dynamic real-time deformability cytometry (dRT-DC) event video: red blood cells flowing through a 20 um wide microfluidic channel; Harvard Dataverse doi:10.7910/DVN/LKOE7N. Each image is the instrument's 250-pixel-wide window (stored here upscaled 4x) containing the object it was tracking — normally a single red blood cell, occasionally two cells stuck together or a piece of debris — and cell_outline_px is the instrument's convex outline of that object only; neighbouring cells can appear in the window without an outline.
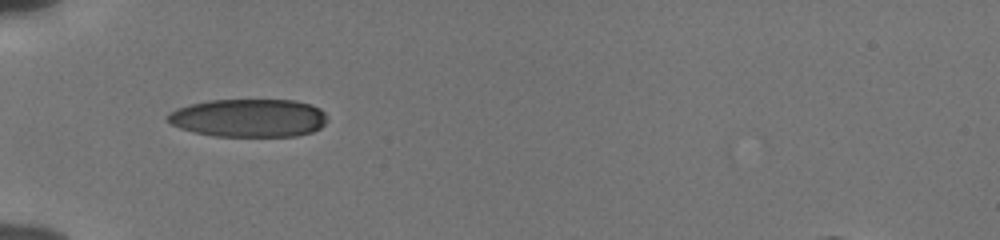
{"species": "human", "species_latin": "Homo sapiens", "temperature_condition": "cold", "stored_images_in_passage": 36, "camera_frame_rate_fps": 3000, "um_per_image_px": 0.085, "donor": {"sex": "male"}, "frame": {"image": 1, "passage_image": 1, "time_ms": 0.0, "image_size_px": [1000, 240], "cell_outline_px": [[328, 120], [320, 128], [312, 132], [296, 136], [216, 136], [196, 132], [180, 128], [172, 124], [164, 116], [176, 108], [208, 100], [296, 100], [312, 104], [320, 108], [324, 112]], "centroid_in_image_um": [21.17, 10.02], "position_along_channel_um": 63.8, "area_um2": 35.6}}
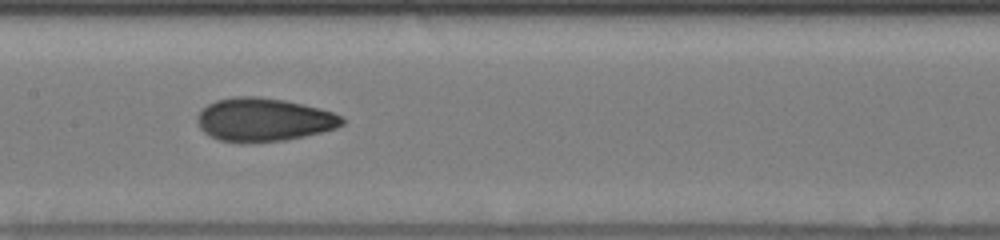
{"frame": {"image": 2, "passage_image": 11, "time_ms": 3.333, "image_size_px": [1000, 240], "cell_outline_px": [[344, 124], [336, 128], [304, 136], [284, 140], [220, 140], [204, 132], [200, 128], [196, 120], [196, 116], [208, 104], [216, 100], [232, 96], [256, 96], [284, 100], [320, 108], [332, 112], [340, 116], [344, 120]], "centroid_in_image_um": [22.42, 10.13], "position_along_channel_um": 185.0, "area_um2": 35.72}}
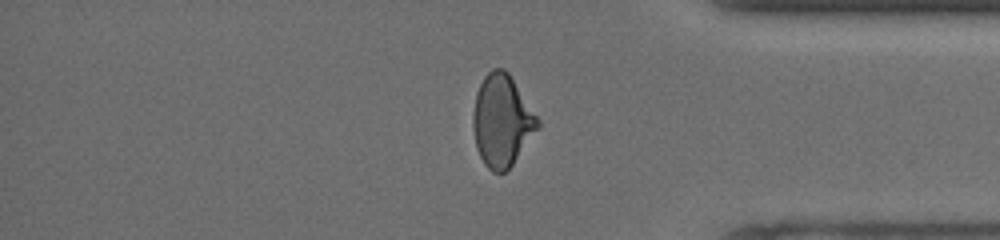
{"frame": {"image": 3, "passage_image": 28, "time_ms": 9.0, "image_size_px": [1000, 240], "cell_outline_px": [[540, 128], [512, 164], [504, 172], [492, 172], [484, 164], [476, 148], [472, 128], [472, 116], [476, 92], [484, 76], [492, 68], [504, 68], [508, 72], [540, 120]], "centroid_in_image_um": [42.65, 10.25], "position_along_channel_um": 392.5, "area_um2": 34.74}, "authors_computed_cell_mechanics": {"area_um2": 34.8534, "velocity_mm_per_s": 3.8612, "shape_relaxation_time_tau1_ms": 5.3639, "shape_relaxation_time_tau2_ms": 1.5789, "deformation_change_tau1": 0.1474, "deformation_change_tau2": 0.0697}}